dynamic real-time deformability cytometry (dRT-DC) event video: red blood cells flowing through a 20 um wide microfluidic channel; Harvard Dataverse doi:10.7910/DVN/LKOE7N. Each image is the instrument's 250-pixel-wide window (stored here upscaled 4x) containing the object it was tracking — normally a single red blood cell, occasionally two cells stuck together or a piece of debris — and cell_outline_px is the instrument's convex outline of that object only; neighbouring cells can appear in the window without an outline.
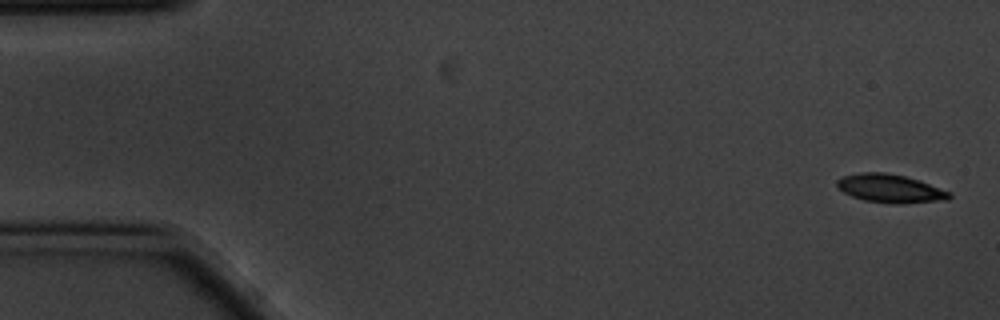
{"species": "common noctule bat (a hibernating species)", "species_latin": "Nyctalus noctula", "temperature_condition": "cold", "stored_images_in_passage": 5, "camera_frame_rate_fps": 3000, "um_per_image_px": 0.085, "animal": {"sex": "male", "body_mass_g": 20.1, "forearm_length_mm": 53.5}, "frame": {"image": 1, "passage_image": 1, "time_ms": 0.0, "image_size_px": [1000, 320], "cell_outline_px": [[952, 196], [948, 200], [904, 204], [892, 204], [864, 200], [852, 196], [836, 188], [836, 180], [840, 176], [860, 172], [884, 172], [904, 176], [920, 180], [952, 192]], "centroid_in_image_um": [75.67, 16.02], "position_along_channel_um": 9.3, "area_um2": 19.02}}